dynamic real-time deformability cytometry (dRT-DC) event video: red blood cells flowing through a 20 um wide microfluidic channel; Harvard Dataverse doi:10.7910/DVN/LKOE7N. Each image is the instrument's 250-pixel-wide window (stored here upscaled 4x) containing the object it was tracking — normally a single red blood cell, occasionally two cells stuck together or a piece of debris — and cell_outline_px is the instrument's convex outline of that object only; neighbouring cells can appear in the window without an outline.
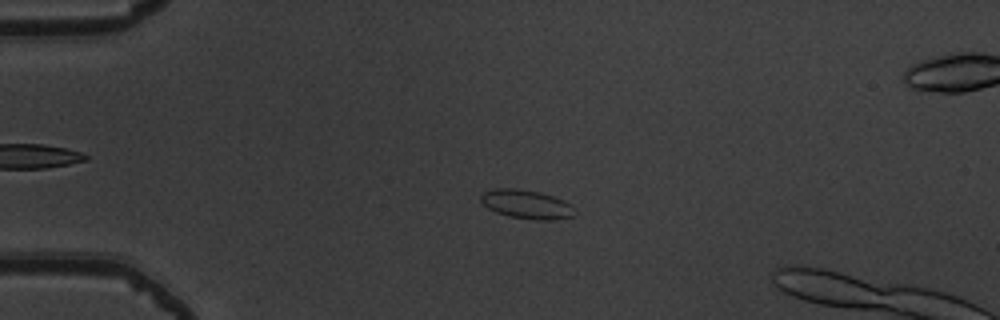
{"species": "common noctule bat (a hibernating species)", "species_latin": "Nyctalus noctula", "temperature_condition": "warm", "stored_images_in_passage": 49, "camera_frame_rate_fps": 3000, "um_per_image_px": 0.085, "animal": {"sex": "male", "body_mass_g": 19.5, "forearm_length_mm": 54.6}, "frame": {"image": 1, "passage_image": 11, "time_ms": 3.333, "image_size_px": [1000, 320], "cell_outline_px": [[576, 216], [552, 220], [536, 220], [508, 216], [496, 212], [488, 208], [480, 200], [480, 196], [484, 192], [492, 188], [516, 188], [540, 192], [564, 200], [572, 204]], "centroid_in_image_um": [44.77, 17.36], "position_along_channel_um": 40.2, "area_um2": 15.95}}
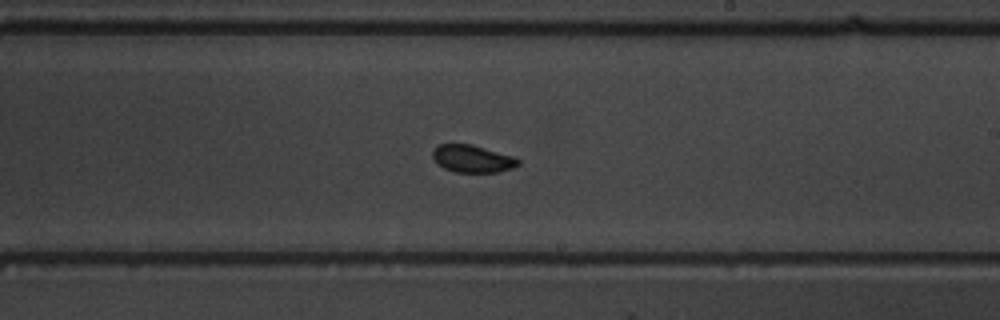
{"frame": {"image": 2, "passage_image": 30, "time_ms": 9.667, "image_size_px": [1000, 320], "cell_outline_px": [[520, 164], [512, 168], [496, 172], [456, 172], [444, 168], [432, 156], [432, 152], [440, 144], [472, 144], [512, 156], [520, 160]], "centroid_in_image_um": [40.18, 13.49], "position_along_channel_um": 248.8, "area_um2": 13.41}}
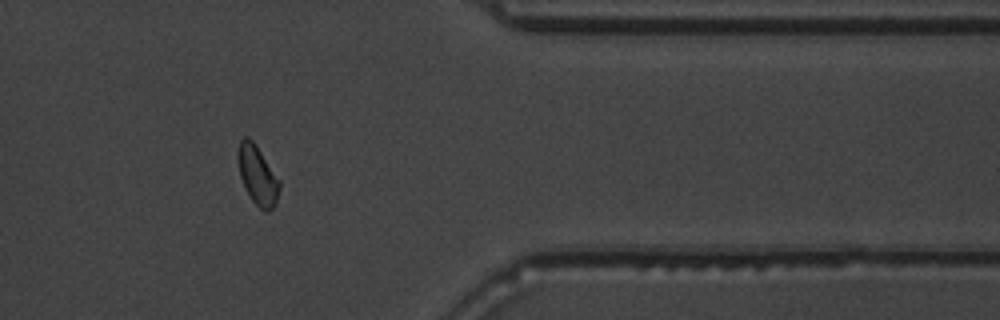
{"frame": {"image": 3, "passage_image": 42, "time_ms": 13.667, "image_size_px": [1000, 320], "cell_outline_px": [[280, 188], [276, 204], [268, 212], [264, 212], [252, 200], [240, 176], [236, 156], [236, 152], [240, 140], [244, 136], [248, 136], [256, 144], [280, 180]], "centroid_in_image_um": [21.88, 14.86], "position_along_channel_um": 389.5, "area_um2": 14.45}}